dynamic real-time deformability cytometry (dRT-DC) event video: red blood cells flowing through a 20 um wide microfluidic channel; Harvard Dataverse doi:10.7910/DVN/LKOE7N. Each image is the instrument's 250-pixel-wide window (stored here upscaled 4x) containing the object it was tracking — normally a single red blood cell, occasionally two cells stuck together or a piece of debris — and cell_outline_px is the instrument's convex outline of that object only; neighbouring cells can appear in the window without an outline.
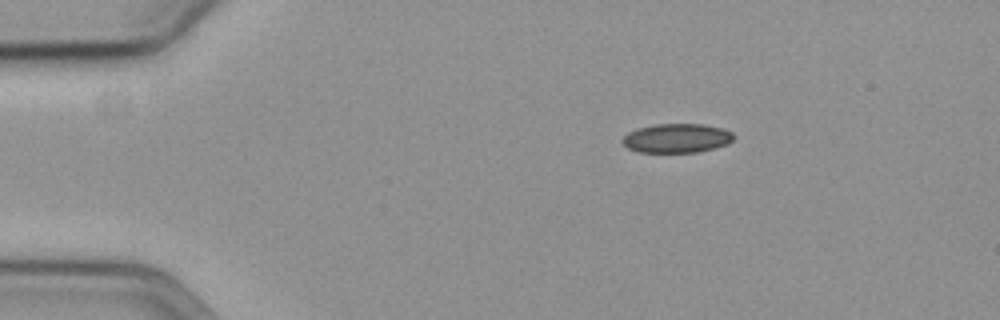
{"species": "common noctule bat (a hibernating species)", "species_latin": "Nyctalus noctula", "temperature_condition": "cold", "stored_images_in_passage": 18, "camera_frame_rate_fps": 3000, "um_per_image_px": 0.085, "animal": {"sex": "female", "body_mass_g": 19.3, "forearm_length_mm": 54.1}, "frame": {"image": 1, "passage_image": 1, "time_ms": 0.0, "image_size_px": [1000, 320], "cell_outline_px": [[736, 136], [728, 144], [716, 148], [696, 152], [640, 152], [628, 148], [620, 140], [628, 132], [636, 128], [656, 124], [704, 124], [720, 128], [732, 132]], "centroid_in_image_um": [57.53, 11.74], "position_along_channel_um": 27.5, "area_um2": 18.96}}
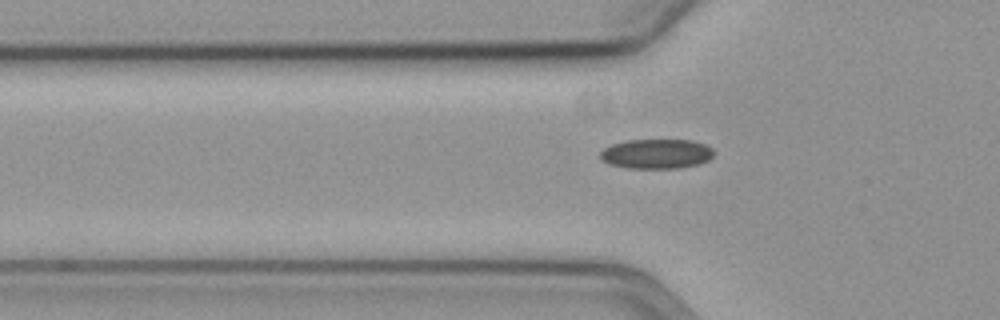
{"frame": {"image": 2, "passage_image": 10, "time_ms": 3.0, "image_size_px": [1000, 320], "cell_outline_px": [[716, 152], [708, 160], [700, 164], [680, 168], [628, 168], [608, 164], [600, 156], [600, 152], [604, 148], [612, 144], [624, 140], [692, 140], [704, 144], [712, 148]], "centroid_in_image_um": [55.82, 13.07], "position_along_channel_um": 70.0, "area_um2": 19.77}}
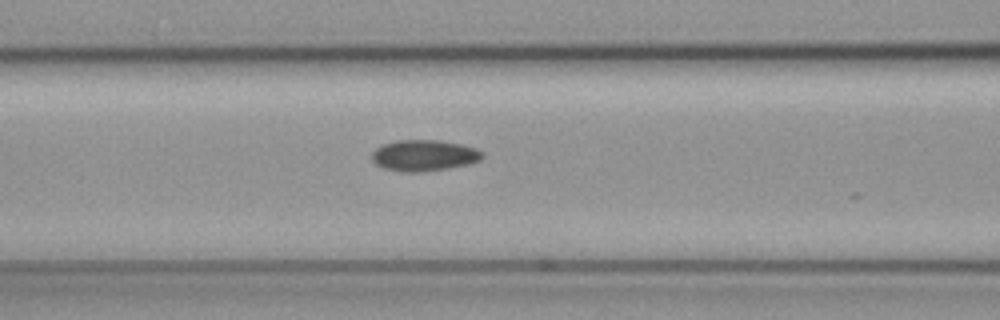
{"frame": {"image": 3, "passage_image": 15, "time_ms": 4.667, "image_size_px": [1000, 320], "cell_outline_px": [[484, 156], [480, 160], [468, 164], [448, 168], [420, 172], [404, 172], [384, 168], [376, 164], [372, 160], [372, 152], [376, 148], [384, 144], [396, 140], [440, 140], [460, 144], [476, 148], [484, 152]], "centroid_in_image_um": [36.06, 13.21], "position_along_channel_um": 130.5, "area_um2": 20.06}}